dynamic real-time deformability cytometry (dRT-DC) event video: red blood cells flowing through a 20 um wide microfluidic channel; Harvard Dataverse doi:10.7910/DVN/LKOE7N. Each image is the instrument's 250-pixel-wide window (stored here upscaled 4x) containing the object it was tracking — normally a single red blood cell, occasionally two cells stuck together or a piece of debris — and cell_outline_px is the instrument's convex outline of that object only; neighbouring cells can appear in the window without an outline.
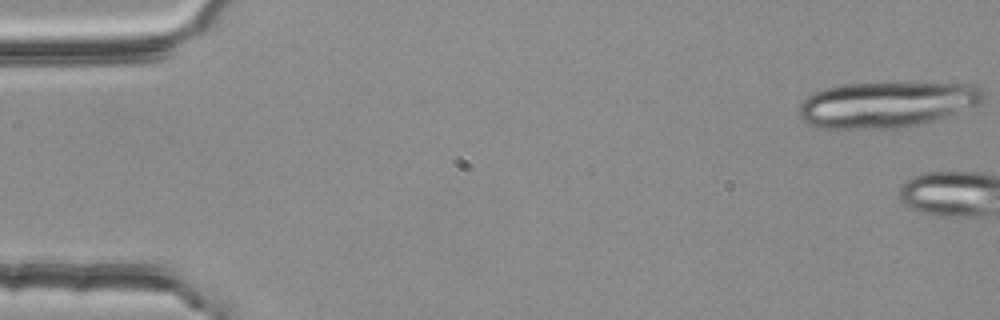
{"species": "common noctule bat (a hibernating species)", "species_latin": "Nyctalus noctula", "temperature_condition": "room temperature", "stored_images_in_passage": 4, "camera_frame_rate_fps": 3000, "um_per_image_px": 0.085, "animal": {"sex": "female", "body_mass_g": 25.1}, "frame": {"image": 1, "passage_image": 1, "time_ms": 0.0, "image_size_px": [1000, 320], "cell_outline_px": [[984, 100], [980, 104], [920, 124], [900, 128], [816, 128], [800, 120], [796, 112], [796, 108], [808, 96], [824, 88], [840, 84], [896, 80], [976, 84], [984, 92]], "centroid_in_image_um": [75.34, 8.82], "position_along_channel_um": 9.7, "area_um2": 50.86}}